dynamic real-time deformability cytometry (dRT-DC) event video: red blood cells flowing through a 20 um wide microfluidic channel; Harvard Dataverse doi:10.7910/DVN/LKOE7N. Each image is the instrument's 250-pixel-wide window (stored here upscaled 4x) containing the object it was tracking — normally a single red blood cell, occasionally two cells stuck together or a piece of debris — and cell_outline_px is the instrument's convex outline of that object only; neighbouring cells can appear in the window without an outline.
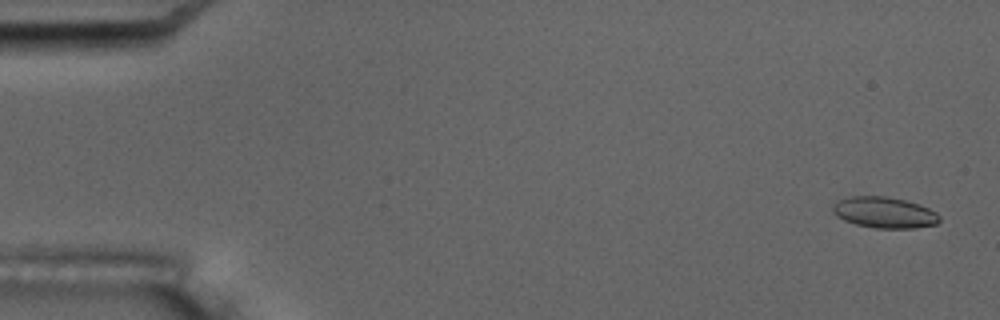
{"species": "common noctule bat (a hibernating species)", "species_latin": "Nyctalus noctula", "temperature_condition": "room temperature", "stored_images_in_passage": 5, "camera_frame_rate_fps": 3000, "um_per_image_px": 0.085, "animal": {"sex": "male", "body_mass_g": 17.5, "forearm_length_mm": 52.3}, "frame": {"image": 1, "passage_image": 1, "time_ms": 0.0, "image_size_px": [1000, 320], "cell_outline_px": [[940, 220], [936, 224], [916, 228], [876, 228], [856, 224], [844, 220], [836, 216], [832, 212], [832, 208], [836, 200], [852, 196], [888, 196], [920, 204], [936, 212], [940, 216]], "centroid_in_image_um": [75.16, 18.06], "position_along_channel_um": 9.8, "area_um2": 19.42}}